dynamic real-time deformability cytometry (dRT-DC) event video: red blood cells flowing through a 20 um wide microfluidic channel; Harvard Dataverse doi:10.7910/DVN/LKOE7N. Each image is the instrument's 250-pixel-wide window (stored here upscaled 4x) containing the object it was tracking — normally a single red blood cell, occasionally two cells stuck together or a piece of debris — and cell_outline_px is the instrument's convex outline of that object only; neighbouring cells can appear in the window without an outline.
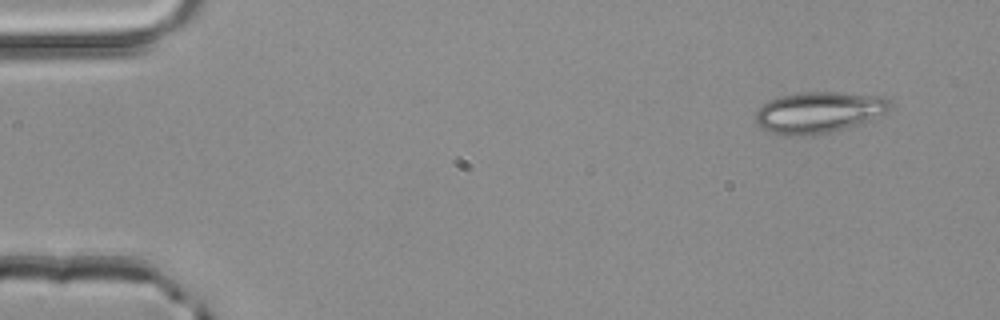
{"species": "common noctule bat (a hibernating species)", "species_latin": "Nyctalus noctula", "temperature_condition": "room temperature", "stored_images_in_passage": 3, "segment_of_instrument_passage": [1, 2], "camera_frame_rate_fps": 3000, "um_per_image_px": 0.085, "animal": {"sex": "male", "body_mass_g": 20.4}, "frame": {"image": 1, "passage_image": 1, "time_ms": 0.0, "image_size_px": [1000, 320], "cell_outline_px": [[888, 108], [884, 112], [864, 124], [828, 132], [796, 136], [784, 136], [760, 128], [756, 124], [756, 112], [768, 100], [780, 96], [804, 92], [840, 92], [884, 96], [888, 100]], "centroid_in_image_um": [69.57, 9.55], "position_along_channel_um": 15.4, "area_um2": 32.19}}